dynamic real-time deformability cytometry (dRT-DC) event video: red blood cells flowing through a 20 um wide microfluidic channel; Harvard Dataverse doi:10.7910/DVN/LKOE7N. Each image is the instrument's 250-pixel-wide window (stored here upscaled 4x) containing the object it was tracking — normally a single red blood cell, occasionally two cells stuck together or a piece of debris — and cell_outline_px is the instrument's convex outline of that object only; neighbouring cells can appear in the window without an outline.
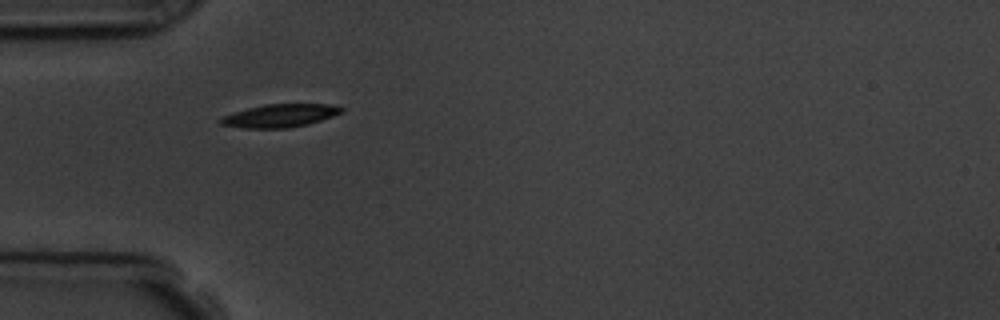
{"species": "common noctule bat (a hibernating species)", "species_latin": "Nyctalus noctula", "temperature_condition": "room temperature", "stored_images_in_passage": 2, "camera_frame_rate_fps": 3000, "um_per_image_px": 0.085, "animal": {"sex": "male", "body_mass_g": 19.5, "forearm_length_mm": 54.6}, "frame": {"image": 1, "passage_image": 1, "time_ms": 0.0, "image_size_px": [1000, 320], "cell_outline_px": [[344, 112], [308, 124], [288, 128], [244, 128], [220, 124], [216, 120], [220, 116], [248, 108], [264, 104], [332, 104], [344, 108]], "centroid_in_image_um": [23.76, 9.83], "position_along_channel_um": 61.2, "area_um2": 16.36}}